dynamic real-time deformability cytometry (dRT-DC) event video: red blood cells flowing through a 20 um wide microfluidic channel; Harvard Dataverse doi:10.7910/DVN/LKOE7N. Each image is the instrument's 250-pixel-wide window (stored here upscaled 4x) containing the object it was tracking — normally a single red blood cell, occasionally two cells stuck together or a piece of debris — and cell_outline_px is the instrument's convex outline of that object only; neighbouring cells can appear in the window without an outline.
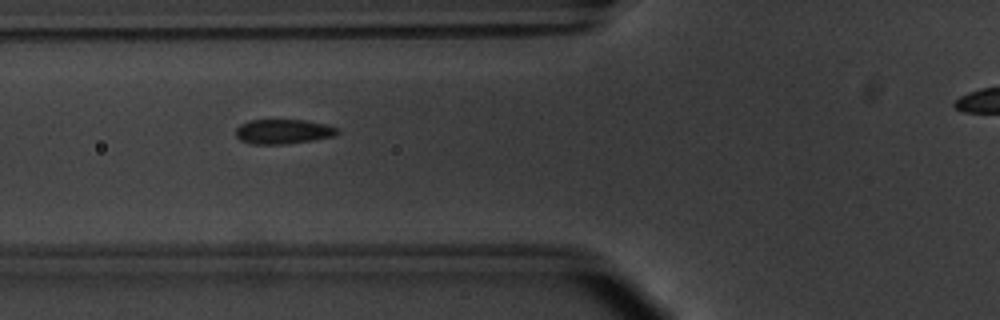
{"species": "common noctule bat (a hibernating species)", "species_latin": "Nyctalus noctula", "temperature_condition": "warm", "stored_images_in_passage": 36, "camera_frame_rate_fps": 3000, "um_per_image_px": 0.085, "animal": {"sex": "male", "body_mass_g": 20.1, "forearm_length_mm": 53.5}, "frame": {"image": 1, "passage_image": 7, "time_ms": 2.0, "image_size_px": [1000, 320], "cell_outline_px": [[340, 132], [332, 136], [312, 140], [284, 144], [252, 144], [240, 140], [236, 136], [236, 128], [240, 124], [248, 120], [304, 120], [328, 124], [340, 128]], "centroid_in_image_um": [24.08, 11.17], "position_along_channel_um": 101.7, "area_um2": 14.68}}
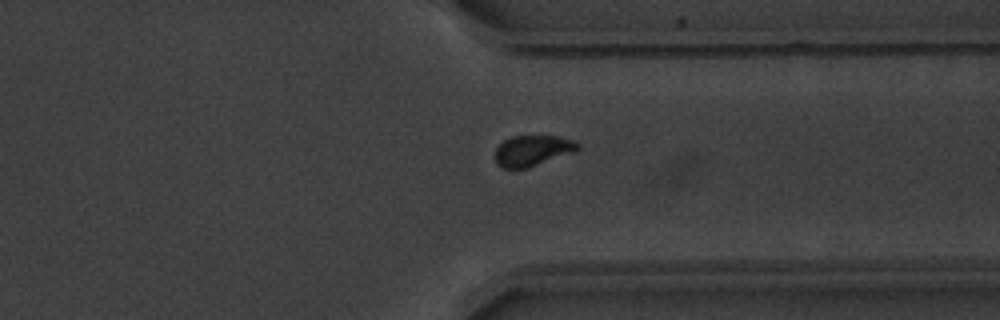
{"frame": {"image": 2, "passage_image": 28, "time_ms": 9.0, "image_size_px": [1000, 320], "cell_outline_px": [[580, 148], [572, 152], [528, 168], [500, 168], [496, 164], [496, 148], [504, 140], [512, 136], [556, 136], [572, 140], [580, 144]], "centroid_in_image_um": [45.24, 12.8], "position_along_channel_um": 366.2, "area_um2": 14.62}}
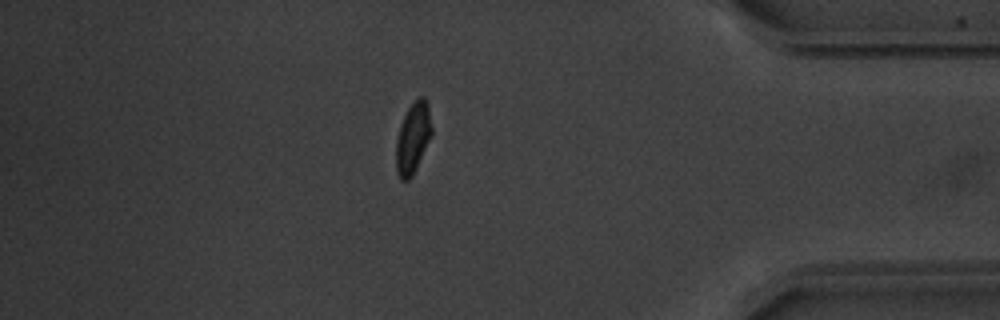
{"frame": {"image": 3, "passage_image": 33, "time_ms": 10.667, "image_size_px": [1000, 320], "cell_outline_px": [[432, 136], [412, 176], [408, 180], [400, 180], [396, 172], [396, 140], [400, 124], [408, 108], [416, 96], [424, 96], [428, 104], [432, 128]], "centroid_in_image_um": [35.1, 11.7], "position_along_channel_um": 400.1, "area_um2": 14.97}}